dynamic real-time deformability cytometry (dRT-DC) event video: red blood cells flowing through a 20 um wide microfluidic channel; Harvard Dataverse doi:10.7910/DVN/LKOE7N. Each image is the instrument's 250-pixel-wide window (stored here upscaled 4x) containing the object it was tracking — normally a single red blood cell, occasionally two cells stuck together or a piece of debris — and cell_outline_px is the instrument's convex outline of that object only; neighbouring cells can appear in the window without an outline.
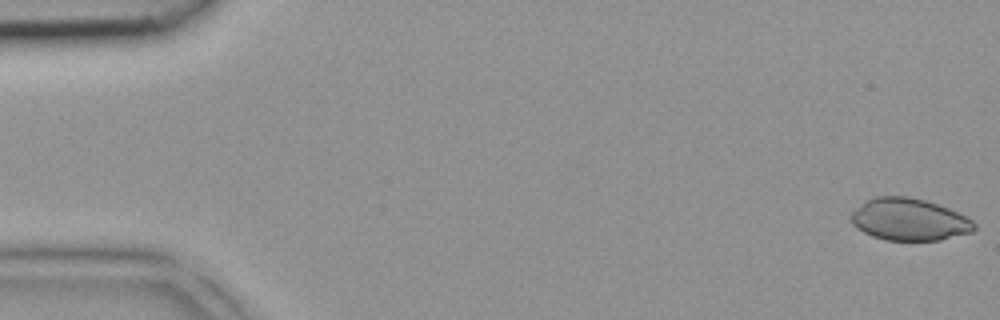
{"species": "common noctule bat (a hibernating species)", "species_latin": "Nyctalus noctula", "temperature_condition": "room temperature", "stored_images_in_passage": 43, "camera_frame_rate_fps": 3000, "um_per_image_px": 0.085, "animal": {"sex": "female", "body_mass_g": 18.4}, "frame": {"image": 1, "passage_image": 1, "time_ms": 0.0, "image_size_px": [1000, 320], "cell_outline_px": [[976, 228], [972, 232], [940, 240], [884, 240], [872, 236], [856, 228], [852, 224], [852, 212], [868, 200], [876, 196], [908, 196], [924, 200], [948, 208], [972, 220], [976, 224]], "centroid_in_image_um": [77.29, 18.67], "position_along_channel_um": 7.7, "area_um2": 29.94}}
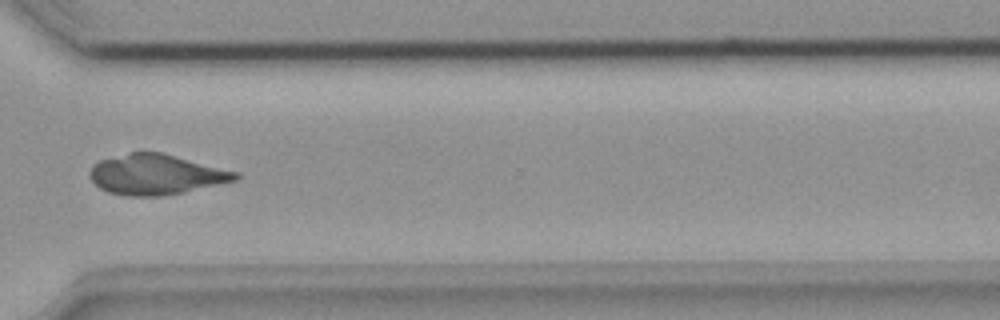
{"frame": {"image": 2, "passage_image": 32, "time_ms": 10.333, "image_size_px": [1000, 320], "cell_outline_px": [[240, 180], [184, 192], [160, 196], [124, 196], [108, 192], [100, 188], [92, 180], [92, 164], [100, 160], [132, 152], [160, 152], [240, 172]], "centroid_in_image_um": [13.33, 14.84], "position_along_channel_um": 357.3, "area_um2": 34.1}}
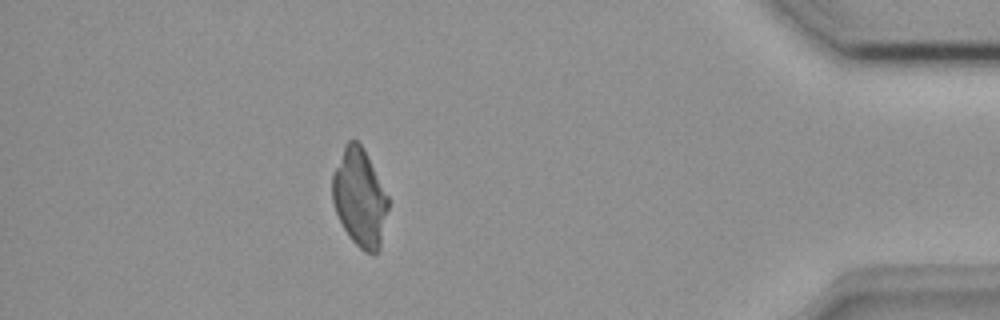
{"frame": {"image": 3, "passage_image": 38, "time_ms": 12.333, "image_size_px": [1000, 320], "cell_outline_px": [[388, 208], [380, 248], [376, 256], [364, 252], [348, 236], [336, 212], [332, 200], [332, 172], [344, 144], [348, 140], [356, 140], [364, 148], [388, 196]], "centroid_in_image_um": [30.56, 16.8], "position_along_channel_um": 404.6, "area_um2": 32.02}}